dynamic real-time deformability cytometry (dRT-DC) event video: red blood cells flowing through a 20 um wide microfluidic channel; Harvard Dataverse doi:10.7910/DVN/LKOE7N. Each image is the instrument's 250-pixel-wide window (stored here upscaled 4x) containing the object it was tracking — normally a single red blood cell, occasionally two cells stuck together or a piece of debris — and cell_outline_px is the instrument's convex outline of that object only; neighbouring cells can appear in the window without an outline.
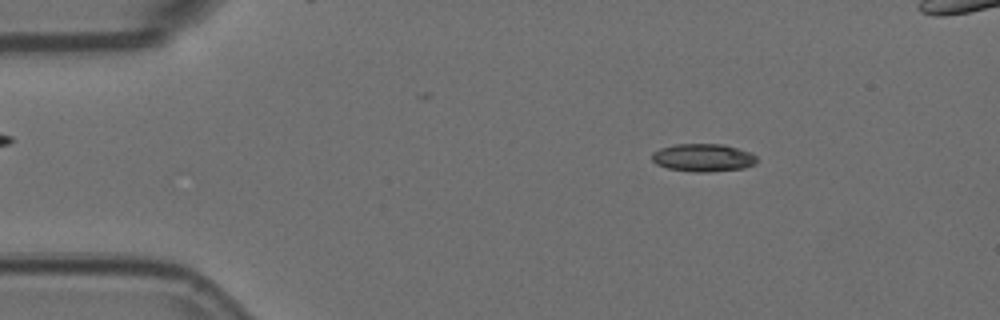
{"species": "Egyptian fruit bat (a non-hibernating species)", "species_latin": "Rousettus aegyptiacus", "temperature_condition": "room temperature", "stored_images_in_passage": 21, "camera_frame_rate_fps": 3000, "um_per_image_px": 0.085, "animal": {"sex": "female"}, "frame": {"image": 1, "passage_image": 9, "time_ms": 2.667, "image_size_px": [1000, 320], "cell_outline_px": [[756, 164], [744, 168], [708, 172], [696, 172], [668, 168], [656, 164], [652, 160], [652, 152], [660, 148], [676, 144], [724, 144], [752, 152], [756, 156]], "centroid_in_image_um": [59.78, 13.39], "position_along_channel_um": 25.2, "area_um2": 17.11}}
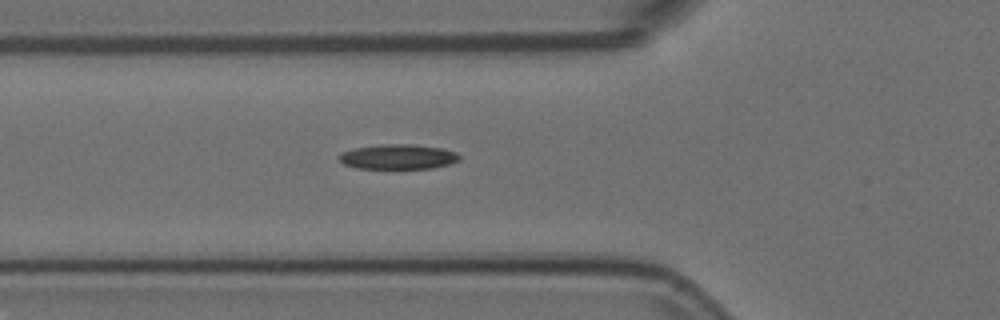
{"frame": {"image": 2, "passage_image": 20, "time_ms": 6.333, "image_size_px": [1000, 320], "cell_outline_px": [[460, 160], [448, 164], [432, 168], [356, 168], [344, 164], [340, 160], [340, 152], [356, 148], [380, 144], [416, 144], [440, 148], [456, 152], [460, 156]], "centroid_in_image_um": [33.84, 13.32], "position_along_channel_um": 92.0, "area_um2": 17.34}}